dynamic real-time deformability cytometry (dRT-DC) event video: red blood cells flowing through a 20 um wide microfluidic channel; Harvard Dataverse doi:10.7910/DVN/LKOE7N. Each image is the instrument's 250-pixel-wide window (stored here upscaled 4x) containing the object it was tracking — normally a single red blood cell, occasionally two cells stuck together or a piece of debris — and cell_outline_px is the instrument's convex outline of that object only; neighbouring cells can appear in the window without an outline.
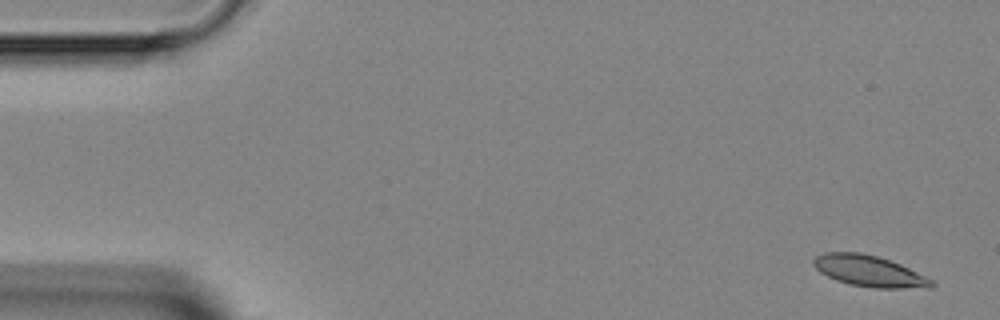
{"species": "Egyptian fruit bat (a non-hibernating species)", "species_latin": "Rousettus aegyptiacus", "temperature_condition": "room temperature", "stored_images_in_passage": 46, "camera_frame_rate_fps": 3000, "um_per_image_px": 0.085, "animal": {"sex": "female"}, "frame": {"image": 1, "passage_image": 1, "time_ms": 0.0, "image_size_px": [1000, 320], "cell_outline_px": [[936, 284], [932, 288], [872, 288], [852, 284], [836, 280], [820, 272], [812, 264], [812, 260], [816, 256], [824, 252], [860, 252], [876, 256], [900, 264], [932, 280]], "centroid_in_image_um": [73.87, 23.04], "position_along_channel_um": 11.1, "area_um2": 21.27}}
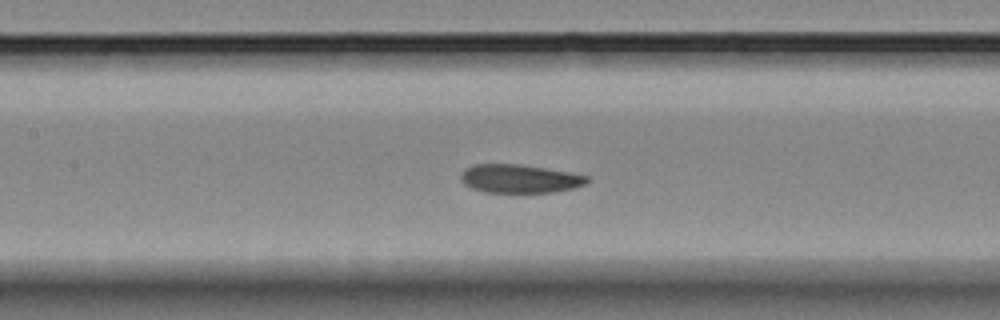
{"frame": {"image": 2, "passage_image": 20, "time_ms": 6.333, "image_size_px": [1000, 320], "cell_outline_px": [[588, 180], [584, 184], [572, 188], [552, 192], [484, 192], [472, 188], [464, 184], [460, 180], [460, 176], [464, 168], [472, 164], [516, 164], [544, 168], [568, 172], [588, 176]], "centroid_in_image_um": [44.09, 15.18], "position_along_channel_um": 163.3, "area_um2": 20.75}}
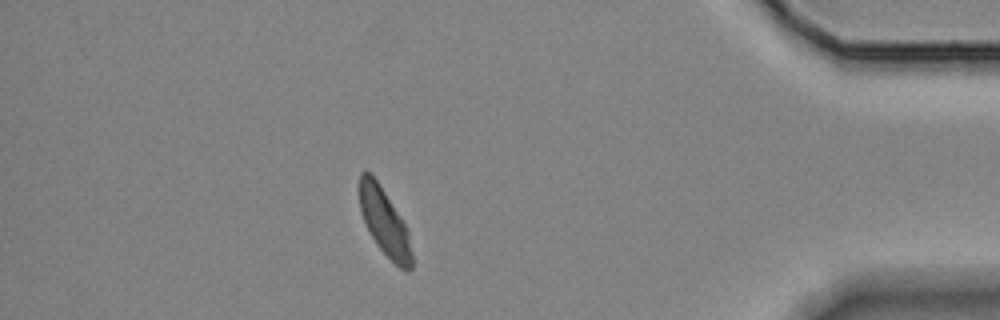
{"frame": {"image": 3, "passage_image": 40, "time_ms": 13.0, "image_size_px": [1000, 320], "cell_outline_px": [[412, 268], [408, 272], [400, 268], [376, 244], [360, 212], [360, 172], [364, 168], [372, 172], [404, 224], [408, 232], [412, 252]], "centroid_in_image_um": [32.67, 18.85], "position_along_channel_um": 402.5, "area_um2": 20.06}}